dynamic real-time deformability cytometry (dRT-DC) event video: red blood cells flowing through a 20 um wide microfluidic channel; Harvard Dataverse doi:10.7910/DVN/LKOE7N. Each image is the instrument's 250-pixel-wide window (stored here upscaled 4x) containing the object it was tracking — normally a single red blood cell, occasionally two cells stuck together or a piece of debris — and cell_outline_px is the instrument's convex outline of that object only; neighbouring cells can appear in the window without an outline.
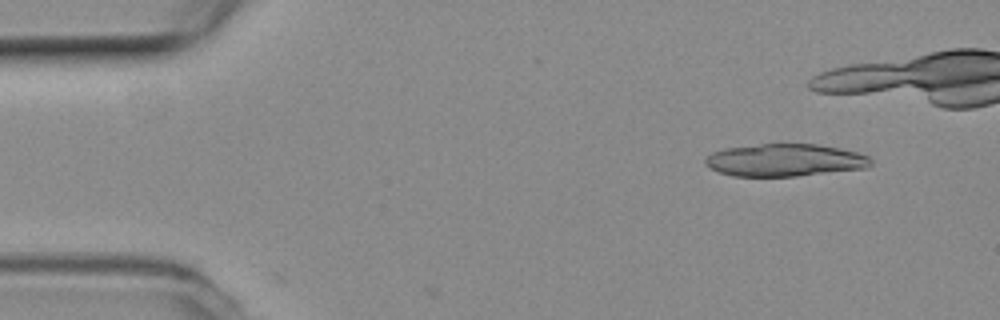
{"species": "common noctule bat (a hibernating species)", "species_latin": "Nyctalus noctula", "temperature_condition": "room temperature", "stored_images_in_passage": 7, "camera_frame_rate_fps": 3000, "um_per_image_px": 0.085, "animal": {"sex": "female", "body_mass_g": 19.3, "forearm_length_mm": 54.1}, "frame": {"image": 1, "passage_image": 5, "time_ms": 1.333, "image_size_px": [1000, 320], "cell_outline_px": [[872, 164], [868, 168], [796, 176], [732, 176], [720, 172], [704, 164], [704, 160], [712, 152], [724, 148], [760, 144], [816, 144], [840, 148], [856, 152], [868, 156], [872, 160]], "centroid_in_image_um": [66.73, 13.61], "position_along_channel_um": 18.3, "area_um2": 31.33}}